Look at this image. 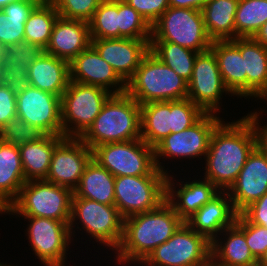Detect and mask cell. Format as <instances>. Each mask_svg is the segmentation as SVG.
<instances>
[{
	"instance_id": "obj_22",
	"label": "cell",
	"mask_w": 267,
	"mask_h": 266,
	"mask_svg": "<svg viewBox=\"0 0 267 266\" xmlns=\"http://www.w3.org/2000/svg\"><path fill=\"white\" fill-rule=\"evenodd\" d=\"M90 46L91 35L88 22L58 16L44 52L70 63Z\"/></svg>"
},
{
	"instance_id": "obj_25",
	"label": "cell",
	"mask_w": 267,
	"mask_h": 266,
	"mask_svg": "<svg viewBox=\"0 0 267 266\" xmlns=\"http://www.w3.org/2000/svg\"><path fill=\"white\" fill-rule=\"evenodd\" d=\"M231 41L239 48L244 59L248 100H263L267 96V48L251 37Z\"/></svg>"
},
{
	"instance_id": "obj_41",
	"label": "cell",
	"mask_w": 267,
	"mask_h": 266,
	"mask_svg": "<svg viewBox=\"0 0 267 266\" xmlns=\"http://www.w3.org/2000/svg\"><path fill=\"white\" fill-rule=\"evenodd\" d=\"M152 26L170 7L168 0H124Z\"/></svg>"
},
{
	"instance_id": "obj_21",
	"label": "cell",
	"mask_w": 267,
	"mask_h": 266,
	"mask_svg": "<svg viewBox=\"0 0 267 266\" xmlns=\"http://www.w3.org/2000/svg\"><path fill=\"white\" fill-rule=\"evenodd\" d=\"M211 266H258L245 239V217L241 213L233 226L211 242Z\"/></svg>"
},
{
	"instance_id": "obj_33",
	"label": "cell",
	"mask_w": 267,
	"mask_h": 266,
	"mask_svg": "<svg viewBox=\"0 0 267 266\" xmlns=\"http://www.w3.org/2000/svg\"><path fill=\"white\" fill-rule=\"evenodd\" d=\"M150 51L189 82L198 52L168 41H150Z\"/></svg>"
},
{
	"instance_id": "obj_44",
	"label": "cell",
	"mask_w": 267,
	"mask_h": 266,
	"mask_svg": "<svg viewBox=\"0 0 267 266\" xmlns=\"http://www.w3.org/2000/svg\"><path fill=\"white\" fill-rule=\"evenodd\" d=\"M17 89L0 84V129L17 117Z\"/></svg>"
},
{
	"instance_id": "obj_37",
	"label": "cell",
	"mask_w": 267,
	"mask_h": 266,
	"mask_svg": "<svg viewBox=\"0 0 267 266\" xmlns=\"http://www.w3.org/2000/svg\"><path fill=\"white\" fill-rule=\"evenodd\" d=\"M119 38L151 39V26L126 1L119 0Z\"/></svg>"
},
{
	"instance_id": "obj_42",
	"label": "cell",
	"mask_w": 267,
	"mask_h": 266,
	"mask_svg": "<svg viewBox=\"0 0 267 266\" xmlns=\"http://www.w3.org/2000/svg\"><path fill=\"white\" fill-rule=\"evenodd\" d=\"M245 239L252 255L259 260L267 250V228L252 224L245 218Z\"/></svg>"
},
{
	"instance_id": "obj_47",
	"label": "cell",
	"mask_w": 267,
	"mask_h": 266,
	"mask_svg": "<svg viewBox=\"0 0 267 266\" xmlns=\"http://www.w3.org/2000/svg\"><path fill=\"white\" fill-rule=\"evenodd\" d=\"M258 111V112H257ZM264 110H253V112H249L244 117L250 122L253 127L255 138H256V147L267 156V123L263 124V120L261 114ZM261 119V120H259ZM262 122V124L260 123Z\"/></svg>"
},
{
	"instance_id": "obj_34",
	"label": "cell",
	"mask_w": 267,
	"mask_h": 266,
	"mask_svg": "<svg viewBox=\"0 0 267 266\" xmlns=\"http://www.w3.org/2000/svg\"><path fill=\"white\" fill-rule=\"evenodd\" d=\"M59 14L51 3H39L30 13L24 26V40L45 50Z\"/></svg>"
},
{
	"instance_id": "obj_3",
	"label": "cell",
	"mask_w": 267,
	"mask_h": 266,
	"mask_svg": "<svg viewBox=\"0 0 267 266\" xmlns=\"http://www.w3.org/2000/svg\"><path fill=\"white\" fill-rule=\"evenodd\" d=\"M79 138L91 150L106 143L141 139L140 104L126 92L112 94Z\"/></svg>"
},
{
	"instance_id": "obj_12",
	"label": "cell",
	"mask_w": 267,
	"mask_h": 266,
	"mask_svg": "<svg viewBox=\"0 0 267 266\" xmlns=\"http://www.w3.org/2000/svg\"><path fill=\"white\" fill-rule=\"evenodd\" d=\"M27 221L25 230L33 255L42 266H66L72 240L69 222L44 217L22 216ZM67 254V255H66ZM67 266H70L67 265Z\"/></svg>"
},
{
	"instance_id": "obj_16",
	"label": "cell",
	"mask_w": 267,
	"mask_h": 266,
	"mask_svg": "<svg viewBox=\"0 0 267 266\" xmlns=\"http://www.w3.org/2000/svg\"><path fill=\"white\" fill-rule=\"evenodd\" d=\"M92 159V150L80 138L65 137L53 151L45 180L74 191Z\"/></svg>"
},
{
	"instance_id": "obj_7",
	"label": "cell",
	"mask_w": 267,
	"mask_h": 266,
	"mask_svg": "<svg viewBox=\"0 0 267 266\" xmlns=\"http://www.w3.org/2000/svg\"><path fill=\"white\" fill-rule=\"evenodd\" d=\"M93 160L118 176H167L155 164L154 148L142 139L106 143L92 149Z\"/></svg>"
},
{
	"instance_id": "obj_55",
	"label": "cell",
	"mask_w": 267,
	"mask_h": 266,
	"mask_svg": "<svg viewBox=\"0 0 267 266\" xmlns=\"http://www.w3.org/2000/svg\"><path fill=\"white\" fill-rule=\"evenodd\" d=\"M5 215V210L0 206V216Z\"/></svg>"
},
{
	"instance_id": "obj_17",
	"label": "cell",
	"mask_w": 267,
	"mask_h": 266,
	"mask_svg": "<svg viewBox=\"0 0 267 266\" xmlns=\"http://www.w3.org/2000/svg\"><path fill=\"white\" fill-rule=\"evenodd\" d=\"M151 39H91V46L127 83L150 51Z\"/></svg>"
},
{
	"instance_id": "obj_8",
	"label": "cell",
	"mask_w": 267,
	"mask_h": 266,
	"mask_svg": "<svg viewBox=\"0 0 267 266\" xmlns=\"http://www.w3.org/2000/svg\"><path fill=\"white\" fill-rule=\"evenodd\" d=\"M224 118L214 113H205L194 125L178 133H171L154 147L156 167L166 175H169V168L164 165L167 159L194 160L205 159L209 149L212 133ZM166 157V158H165ZM161 158L163 160H161ZM166 161H165V160ZM184 159V160H182ZM164 161V165L163 162Z\"/></svg>"
},
{
	"instance_id": "obj_19",
	"label": "cell",
	"mask_w": 267,
	"mask_h": 266,
	"mask_svg": "<svg viewBox=\"0 0 267 266\" xmlns=\"http://www.w3.org/2000/svg\"><path fill=\"white\" fill-rule=\"evenodd\" d=\"M227 192L238 213L267 192V156L257 147L249 154L236 181Z\"/></svg>"
},
{
	"instance_id": "obj_46",
	"label": "cell",
	"mask_w": 267,
	"mask_h": 266,
	"mask_svg": "<svg viewBox=\"0 0 267 266\" xmlns=\"http://www.w3.org/2000/svg\"><path fill=\"white\" fill-rule=\"evenodd\" d=\"M241 214L250 223L267 228V192L245 208Z\"/></svg>"
},
{
	"instance_id": "obj_23",
	"label": "cell",
	"mask_w": 267,
	"mask_h": 266,
	"mask_svg": "<svg viewBox=\"0 0 267 266\" xmlns=\"http://www.w3.org/2000/svg\"><path fill=\"white\" fill-rule=\"evenodd\" d=\"M238 212L227 191H220L196 211L186 223L212 242L225 228L235 224Z\"/></svg>"
},
{
	"instance_id": "obj_2",
	"label": "cell",
	"mask_w": 267,
	"mask_h": 266,
	"mask_svg": "<svg viewBox=\"0 0 267 266\" xmlns=\"http://www.w3.org/2000/svg\"><path fill=\"white\" fill-rule=\"evenodd\" d=\"M183 223L184 221L166 200L154 210L124 218L123 238L113 255L115 264L139 266Z\"/></svg>"
},
{
	"instance_id": "obj_29",
	"label": "cell",
	"mask_w": 267,
	"mask_h": 266,
	"mask_svg": "<svg viewBox=\"0 0 267 266\" xmlns=\"http://www.w3.org/2000/svg\"><path fill=\"white\" fill-rule=\"evenodd\" d=\"M64 138V136L43 135L38 140L19 147L26 181L46 179L53 151Z\"/></svg>"
},
{
	"instance_id": "obj_14",
	"label": "cell",
	"mask_w": 267,
	"mask_h": 266,
	"mask_svg": "<svg viewBox=\"0 0 267 266\" xmlns=\"http://www.w3.org/2000/svg\"><path fill=\"white\" fill-rule=\"evenodd\" d=\"M223 95L233 96L223 82L214 53L210 49L198 53L188 82L187 98L205 113L220 115Z\"/></svg>"
},
{
	"instance_id": "obj_18",
	"label": "cell",
	"mask_w": 267,
	"mask_h": 266,
	"mask_svg": "<svg viewBox=\"0 0 267 266\" xmlns=\"http://www.w3.org/2000/svg\"><path fill=\"white\" fill-rule=\"evenodd\" d=\"M69 70L70 81L98 86L111 94L126 92V82L92 46L79 53L69 63Z\"/></svg>"
},
{
	"instance_id": "obj_35",
	"label": "cell",
	"mask_w": 267,
	"mask_h": 266,
	"mask_svg": "<svg viewBox=\"0 0 267 266\" xmlns=\"http://www.w3.org/2000/svg\"><path fill=\"white\" fill-rule=\"evenodd\" d=\"M267 21V0H239L235 14V38H253Z\"/></svg>"
},
{
	"instance_id": "obj_20",
	"label": "cell",
	"mask_w": 267,
	"mask_h": 266,
	"mask_svg": "<svg viewBox=\"0 0 267 266\" xmlns=\"http://www.w3.org/2000/svg\"><path fill=\"white\" fill-rule=\"evenodd\" d=\"M193 176L185 182L181 181L182 178L175 179L172 174L166 178L165 200L184 222L220 192L210 181Z\"/></svg>"
},
{
	"instance_id": "obj_39",
	"label": "cell",
	"mask_w": 267,
	"mask_h": 266,
	"mask_svg": "<svg viewBox=\"0 0 267 266\" xmlns=\"http://www.w3.org/2000/svg\"><path fill=\"white\" fill-rule=\"evenodd\" d=\"M44 134L19 117L13 118L0 129V140L16 147L38 140Z\"/></svg>"
},
{
	"instance_id": "obj_6",
	"label": "cell",
	"mask_w": 267,
	"mask_h": 266,
	"mask_svg": "<svg viewBox=\"0 0 267 266\" xmlns=\"http://www.w3.org/2000/svg\"><path fill=\"white\" fill-rule=\"evenodd\" d=\"M73 191L51 182L30 180L21 187L17 199L5 214L44 217L58 221H70Z\"/></svg>"
},
{
	"instance_id": "obj_10",
	"label": "cell",
	"mask_w": 267,
	"mask_h": 266,
	"mask_svg": "<svg viewBox=\"0 0 267 266\" xmlns=\"http://www.w3.org/2000/svg\"><path fill=\"white\" fill-rule=\"evenodd\" d=\"M111 95L101 87L69 81L61 96L63 136L79 138L94 122Z\"/></svg>"
},
{
	"instance_id": "obj_36",
	"label": "cell",
	"mask_w": 267,
	"mask_h": 266,
	"mask_svg": "<svg viewBox=\"0 0 267 266\" xmlns=\"http://www.w3.org/2000/svg\"><path fill=\"white\" fill-rule=\"evenodd\" d=\"M88 24L91 39L119 38V0H102Z\"/></svg>"
},
{
	"instance_id": "obj_31",
	"label": "cell",
	"mask_w": 267,
	"mask_h": 266,
	"mask_svg": "<svg viewBox=\"0 0 267 266\" xmlns=\"http://www.w3.org/2000/svg\"><path fill=\"white\" fill-rule=\"evenodd\" d=\"M239 0H207L202 9L205 30L212 41L235 39Z\"/></svg>"
},
{
	"instance_id": "obj_49",
	"label": "cell",
	"mask_w": 267,
	"mask_h": 266,
	"mask_svg": "<svg viewBox=\"0 0 267 266\" xmlns=\"http://www.w3.org/2000/svg\"><path fill=\"white\" fill-rule=\"evenodd\" d=\"M253 38L267 48V21Z\"/></svg>"
},
{
	"instance_id": "obj_11",
	"label": "cell",
	"mask_w": 267,
	"mask_h": 266,
	"mask_svg": "<svg viewBox=\"0 0 267 266\" xmlns=\"http://www.w3.org/2000/svg\"><path fill=\"white\" fill-rule=\"evenodd\" d=\"M140 266H211V242L184 222Z\"/></svg>"
},
{
	"instance_id": "obj_27",
	"label": "cell",
	"mask_w": 267,
	"mask_h": 266,
	"mask_svg": "<svg viewBox=\"0 0 267 266\" xmlns=\"http://www.w3.org/2000/svg\"><path fill=\"white\" fill-rule=\"evenodd\" d=\"M43 51L38 45L25 40L7 47L0 57V84L16 89L21 87L25 83L29 65Z\"/></svg>"
},
{
	"instance_id": "obj_1",
	"label": "cell",
	"mask_w": 267,
	"mask_h": 266,
	"mask_svg": "<svg viewBox=\"0 0 267 266\" xmlns=\"http://www.w3.org/2000/svg\"><path fill=\"white\" fill-rule=\"evenodd\" d=\"M232 122L222 121L213 131L205 156L203 179L220 191H227L236 181L247 157L256 147L253 127L244 117Z\"/></svg>"
},
{
	"instance_id": "obj_40",
	"label": "cell",
	"mask_w": 267,
	"mask_h": 266,
	"mask_svg": "<svg viewBox=\"0 0 267 266\" xmlns=\"http://www.w3.org/2000/svg\"><path fill=\"white\" fill-rule=\"evenodd\" d=\"M102 0H51L59 16L88 22Z\"/></svg>"
},
{
	"instance_id": "obj_24",
	"label": "cell",
	"mask_w": 267,
	"mask_h": 266,
	"mask_svg": "<svg viewBox=\"0 0 267 266\" xmlns=\"http://www.w3.org/2000/svg\"><path fill=\"white\" fill-rule=\"evenodd\" d=\"M69 81V62L43 51L29 65L25 83L61 98Z\"/></svg>"
},
{
	"instance_id": "obj_38",
	"label": "cell",
	"mask_w": 267,
	"mask_h": 266,
	"mask_svg": "<svg viewBox=\"0 0 267 266\" xmlns=\"http://www.w3.org/2000/svg\"><path fill=\"white\" fill-rule=\"evenodd\" d=\"M205 112L188 98L171 101V133H178L194 125Z\"/></svg>"
},
{
	"instance_id": "obj_4",
	"label": "cell",
	"mask_w": 267,
	"mask_h": 266,
	"mask_svg": "<svg viewBox=\"0 0 267 266\" xmlns=\"http://www.w3.org/2000/svg\"><path fill=\"white\" fill-rule=\"evenodd\" d=\"M126 93L140 105L188 96V82L149 51L126 83Z\"/></svg>"
},
{
	"instance_id": "obj_52",
	"label": "cell",
	"mask_w": 267,
	"mask_h": 266,
	"mask_svg": "<svg viewBox=\"0 0 267 266\" xmlns=\"http://www.w3.org/2000/svg\"><path fill=\"white\" fill-rule=\"evenodd\" d=\"M6 47L0 42V57L3 55Z\"/></svg>"
},
{
	"instance_id": "obj_28",
	"label": "cell",
	"mask_w": 267,
	"mask_h": 266,
	"mask_svg": "<svg viewBox=\"0 0 267 266\" xmlns=\"http://www.w3.org/2000/svg\"><path fill=\"white\" fill-rule=\"evenodd\" d=\"M25 183L19 147L0 140V206L5 211Z\"/></svg>"
},
{
	"instance_id": "obj_26",
	"label": "cell",
	"mask_w": 267,
	"mask_h": 266,
	"mask_svg": "<svg viewBox=\"0 0 267 266\" xmlns=\"http://www.w3.org/2000/svg\"><path fill=\"white\" fill-rule=\"evenodd\" d=\"M210 50L216 57L223 82L230 93L237 99H247V75L239 48L231 40H217L212 41Z\"/></svg>"
},
{
	"instance_id": "obj_5",
	"label": "cell",
	"mask_w": 267,
	"mask_h": 266,
	"mask_svg": "<svg viewBox=\"0 0 267 266\" xmlns=\"http://www.w3.org/2000/svg\"><path fill=\"white\" fill-rule=\"evenodd\" d=\"M123 226L124 218L115 205H105L81 197H72L69 222L72 240L76 236V231L78 233L85 231L87 238L95 239L97 245H103V249L109 248L108 250H112L113 253L121 244Z\"/></svg>"
},
{
	"instance_id": "obj_56",
	"label": "cell",
	"mask_w": 267,
	"mask_h": 266,
	"mask_svg": "<svg viewBox=\"0 0 267 266\" xmlns=\"http://www.w3.org/2000/svg\"><path fill=\"white\" fill-rule=\"evenodd\" d=\"M265 100V101H264ZM263 101H264V103L267 101V96L263 99ZM266 104H267V102H266Z\"/></svg>"
},
{
	"instance_id": "obj_30",
	"label": "cell",
	"mask_w": 267,
	"mask_h": 266,
	"mask_svg": "<svg viewBox=\"0 0 267 266\" xmlns=\"http://www.w3.org/2000/svg\"><path fill=\"white\" fill-rule=\"evenodd\" d=\"M114 186L115 177L92 159L86 166L78 186L73 191V197H81L105 205H114Z\"/></svg>"
},
{
	"instance_id": "obj_48",
	"label": "cell",
	"mask_w": 267,
	"mask_h": 266,
	"mask_svg": "<svg viewBox=\"0 0 267 266\" xmlns=\"http://www.w3.org/2000/svg\"><path fill=\"white\" fill-rule=\"evenodd\" d=\"M207 0H168L170 7L202 10Z\"/></svg>"
},
{
	"instance_id": "obj_9",
	"label": "cell",
	"mask_w": 267,
	"mask_h": 266,
	"mask_svg": "<svg viewBox=\"0 0 267 266\" xmlns=\"http://www.w3.org/2000/svg\"><path fill=\"white\" fill-rule=\"evenodd\" d=\"M151 41H168L198 53L211 48L202 10L169 7L151 26Z\"/></svg>"
},
{
	"instance_id": "obj_54",
	"label": "cell",
	"mask_w": 267,
	"mask_h": 266,
	"mask_svg": "<svg viewBox=\"0 0 267 266\" xmlns=\"http://www.w3.org/2000/svg\"><path fill=\"white\" fill-rule=\"evenodd\" d=\"M1 261V260H0ZM0 266H15L13 264H7V263H3V262H0Z\"/></svg>"
},
{
	"instance_id": "obj_51",
	"label": "cell",
	"mask_w": 267,
	"mask_h": 266,
	"mask_svg": "<svg viewBox=\"0 0 267 266\" xmlns=\"http://www.w3.org/2000/svg\"><path fill=\"white\" fill-rule=\"evenodd\" d=\"M16 1H19V0H0V9H3L9 3L16 2Z\"/></svg>"
},
{
	"instance_id": "obj_53",
	"label": "cell",
	"mask_w": 267,
	"mask_h": 266,
	"mask_svg": "<svg viewBox=\"0 0 267 266\" xmlns=\"http://www.w3.org/2000/svg\"><path fill=\"white\" fill-rule=\"evenodd\" d=\"M38 3H51V0H35Z\"/></svg>"
},
{
	"instance_id": "obj_43",
	"label": "cell",
	"mask_w": 267,
	"mask_h": 266,
	"mask_svg": "<svg viewBox=\"0 0 267 266\" xmlns=\"http://www.w3.org/2000/svg\"><path fill=\"white\" fill-rule=\"evenodd\" d=\"M25 22L8 21L0 9V42L7 48L24 41Z\"/></svg>"
},
{
	"instance_id": "obj_50",
	"label": "cell",
	"mask_w": 267,
	"mask_h": 266,
	"mask_svg": "<svg viewBox=\"0 0 267 266\" xmlns=\"http://www.w3.org/2000/svg\"><path fill=\"white\" fill-rule=\"evenodd\" d=\"M258 266H267V250L258 260Z\"/></svg>"
},
{
	"instance_id": "obj_45",
	"label": "cell",
	"mask_w": 267,
	"mask_h": 266,
	"mask_svg": "<svg viewBox=\"0 0 267 266\" xmlns=\"http://www.w3.org/2000/svg\"><path fill=\"white\" fill-rule=\"evenodd\" d=\"M38 4L35 0H19L9 3L2 10L8 21L26 22L30 13Z\"/></svg>"
},
{
	"instance_id": "obj_13",
	"label": "cell",
	"mask_w": 267,
	"mask_h": 266,
	"mask_svg": "<svg viewBox=\"0 0 267 266\" xmlns=\"http://www.w3.org/2000/svg\"><path fill=\"white\" fill-rule=\"evenodd\" d=\"M167 176L115 177V203L123 218L156 209L166 199Z\"/></svg>"
},
{
	"instance_id": "obj_15",
	"label": "cell",
	"mask_w": 267,
	"mask_h": 266,
	"mask_svg": "<svg viewBox=\"0 0 267 266\" xmlns=\"http://www.w3.org/2000/svg\"><path fill=\"white\" fill-rule=\"evenodd\" d=\"M17 117L44 135L63 136L61 98L27 83L17 88Z\"/></svg>"
},
{
	"instance_id": "obj_32",
	"label": "cell",
	"mask_w": 267,
	"mask_h": 266,
	"mask_svg": "<svg viewBox=\"0 0 267 266\" xmlns=\"http://www.w3.org/2000/svg\"><path fill=\"white\" fill-rule=\"evenodd\" d=\"M141 139L155 147L171 134V101L140 105Z\"/></svg>"
}]
</instances>
